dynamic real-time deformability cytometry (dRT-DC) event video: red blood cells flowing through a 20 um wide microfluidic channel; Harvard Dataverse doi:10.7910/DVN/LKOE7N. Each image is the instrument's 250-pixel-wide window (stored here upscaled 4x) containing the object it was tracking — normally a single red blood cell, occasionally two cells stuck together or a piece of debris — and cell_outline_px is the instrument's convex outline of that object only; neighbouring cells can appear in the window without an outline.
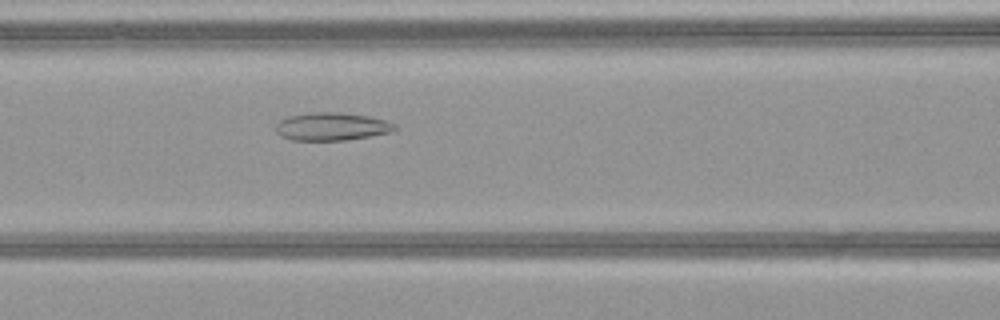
{"species": "common noctule bat (a hibernating species)", "species_latin": "Nyctalus noctula", "temperature_condition": "warm", "stored_images_in_passage": 44, "camera_frame_rate_fps": 3000, "um_per_image_px": 0.085, "animal": {"sex": "female", "body_mass_g": 21.9}, "frame": {"image": 1, "passage_image": 16, "time_ms": 5.0, "image_size_px": [1000, 320], "cell_outline_px": [[400, 128], [392, 132], [348, 140], [292, 140], [280, 136], [276, 132], [276, 124], [280, 120], [288, 116], [312, 112], [340, 112], [368, 116], [388, 120], [396, 124]], "centroid_in_image_um": [28.24, 10.75], "position_along_channel_um": 138.4, "area_um2": 19.65}}
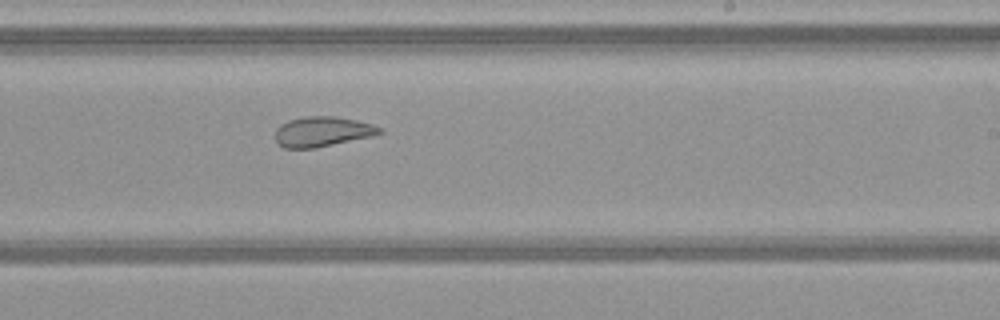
{"frame": {"image": 2, "passage_image": 25, "time_ms": 8.0, "image_size_px": [1000, 320], "cell_outline_px": [[384, 132], [372, 136], [316, 148], [284, 148], [276, 144], [276, 128], [280, 124], [288, 120], [304, 116], [336, 116], [356, 120], [372, 124], [384, 128]], "centroid_in_image_um": [27.4, 11.18], "position_along_channel_um": 261.6, "area_um2": 18.5}}
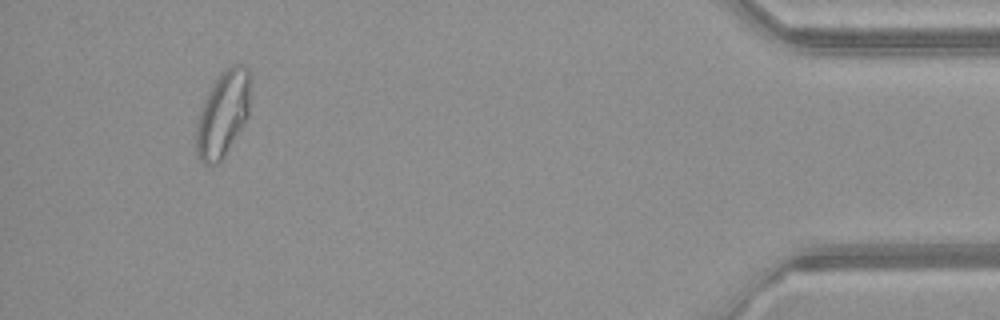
{"frame": {"image": 3, "passage_image": 41, "time_ms": 13.333, "image_size_px": [1000, 320], "cell_outline_px": [[252, 80], [248, 116], [224, 156], [216, 164], [204, 164], [200, 160], [196, 152], [196, 120], [208, 92], [216, 76], [224, 68], [232, 64], [244, 64], [248, 68]], "centroid_in_image_um": [18.97, 9.6], "position_along_channel_um": 416.2, "area_um2": 27.46}, "authors_computed_cell_mechanics": {"area_um2": 23.9581, "velocity_mm_per_s": 4.1193, "shape_relaxation_time_tau1_ms": null, "shape_relaxation_time_tau2_ms": 2.3106, "deformation_change_tau1": null, "deformation_change_tau2": 0.099}}